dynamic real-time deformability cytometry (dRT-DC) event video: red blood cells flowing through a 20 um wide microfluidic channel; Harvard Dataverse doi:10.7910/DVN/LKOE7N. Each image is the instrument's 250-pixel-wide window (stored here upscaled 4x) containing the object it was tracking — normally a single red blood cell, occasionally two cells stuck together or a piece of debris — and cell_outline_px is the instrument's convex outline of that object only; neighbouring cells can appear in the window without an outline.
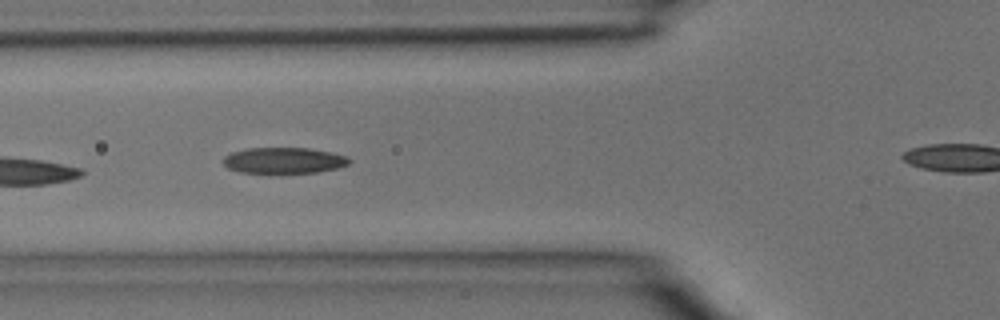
{"species": "common noctule bat (a hibernating species)", "species_latin": "Nyctalus noctula", "temperature_condition": "room temperature", "stored_images_in_passage": 8, "camera_frame_rate_fps": 3000, "um_per_image_px": 0.085, "animal": {"sex": "male", "body_mass_g": 15.6}, "frame": {"image": 1, "passage_image": 5, "time_ms": 1.333, "image_size_px": [1000, 320], "cell_outline_px": [[352, 160], [348, 164], [336, 168], [316, 172], [240, 172], [228, 168], [224, 164], [224, 156], [232, 152], [248, 148], [308, 148], [332, 152], [348, 156]], "centroid_in_image_um": [24.15, 13.62], "position_along_channel_um": 101.6, "area_um2": 18.84}}
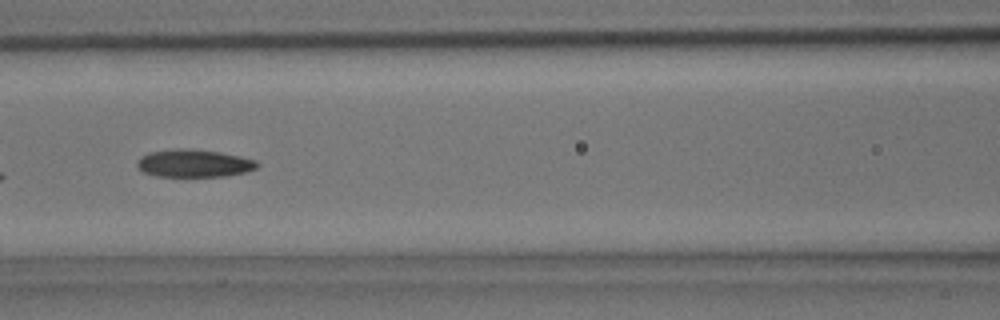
{"frame": {"image": 2, "passage_image": 6, "time_ms": 1.667, "image_size_px": [1000, 320], "cell_outline_px": [[260, 164], [256, 168], [244, 172], [224, 176], [156, 176], [144, 172], [136, 164], [140, 156], [148, 152], [176, 148], [192, 148], [220, 152], [240, 156], [256, 160]], "centroid_in_image_um": [16.48, 13.86], "position_along_channel_um": 150.1, "area_um2": 19.42}}